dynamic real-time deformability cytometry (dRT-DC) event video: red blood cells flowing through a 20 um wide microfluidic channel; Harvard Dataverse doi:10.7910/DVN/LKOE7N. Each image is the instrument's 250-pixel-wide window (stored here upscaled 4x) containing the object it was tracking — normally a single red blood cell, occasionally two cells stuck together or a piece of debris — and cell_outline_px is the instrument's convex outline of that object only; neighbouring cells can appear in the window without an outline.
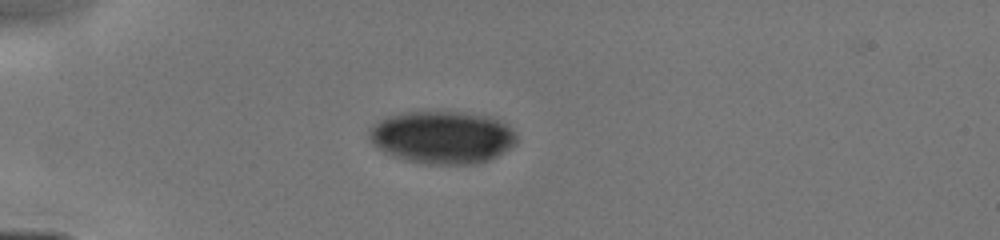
{"species": "human", "species_latin": "Homo sapiens", "temperature_condition": "cold", "stored_images_in_passage": 38, "camera_frame_rate_fps": 3000, "um_per_image_px": 0.085, "donor": {"sex": "male"}, "frame": {"image": 1, "passage_image": 1, "time_ms": 0.0, "image_size_px": [1000, 240], "cell_outline_px": [[516, 144], [504, 152], [488, 160], [476, 164], [428, 164], [408, 160], [392, 156], [376, 148], [372, 144], [368, 136], [368, 128], [372, 124], [384, 116], [408, 112], [464, 112], [488, 116], [504, 120], [512, 128], [516, 136]], "centroid_in_image_um": [37.58, 11.66], "position_along_channel_um": 47.4, "area_um2": 45.78}}
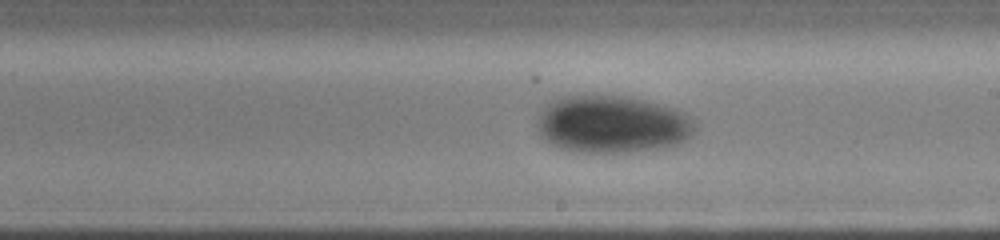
{"frame": {"image": 2, "passage_image": 18, "time_ms": 5.0, "image_size_px": [1000, 240], "cell_outline_px": [[696, 128], [688, 140], [676, 144], [656, 148], [628, 152], [580, 152], [560, 148], [544, 140], [540, 136], [540, 116], [548, 104], [552, 100], [564, 96], [624, 96], [644, 100], [676, 108], [684, 112], [696, 120]], "centroid_in_image_um": [52.11, 10.56], "position_along_channel_um": 236.9, "area_um2": 52.48}}
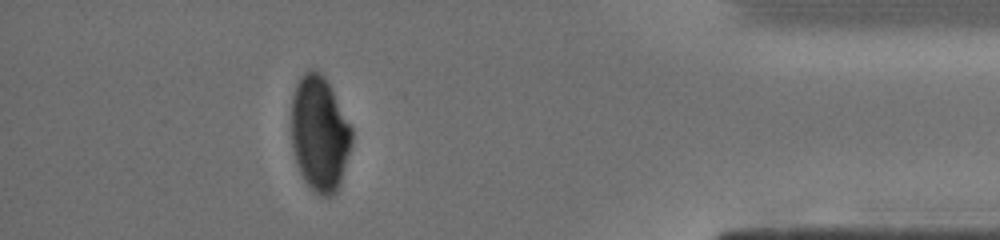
{"frame": {"image": 3, "passage_image": 33, "time_ms": 9.667, "image_size_px": [1000, 240], "cell_outline_px": [[352, 144], [340, 184], [336, 192], [332, 196], [320, 196], [304, 180], [300, 172], [296, 160], [292, 144], [292, 96], [296, 84], [300, 76], [304, 72], [312, 68], [320, 72], [324, 76], [352, 128]], "centroid_in_image_um": [27.17, 11.35], "position_along_channel_um": 408.0, "area_um2": 40.34}}